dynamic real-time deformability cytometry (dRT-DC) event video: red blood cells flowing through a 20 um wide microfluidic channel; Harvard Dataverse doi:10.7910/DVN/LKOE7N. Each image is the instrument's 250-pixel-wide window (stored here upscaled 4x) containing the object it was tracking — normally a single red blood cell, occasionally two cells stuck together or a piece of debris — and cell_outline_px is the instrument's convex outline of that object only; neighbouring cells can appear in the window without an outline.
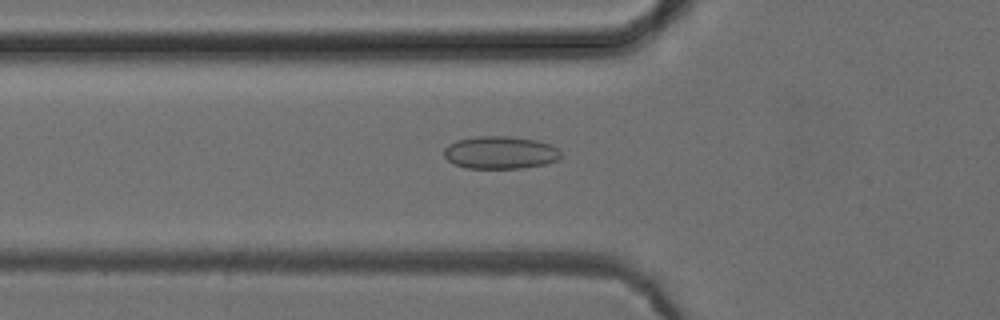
{"species": "common noctule bat (a hibernating species)", "species_latin": "Nyctalus noctula", "temperature_condition": "cold", "stored_images_in_passage": 40, "camera_frame_rate_fps": 3000, "um_per_image_px": 0.085, "animal": {"sex": "female", "body_mass_g": 24.6, "forearm_length_mm": 56.2}, "frame": {"image": 1, "passage_image": 10, "time_ms": 3.0, "image_size_px": [1000, 320], "cell_outline_px": [[560, 160], [544, 164], [524, 168], [464, 168], [448, 160], [444, 156], [444, 148], [448, 144], [456, 140], [476, 136], [508, 136], [536, 140], [560, 148]], "centroid_in_image_um": [42.52, 12.96], "position_along_channel_um": 83.3, "area_um2": 22.37}}
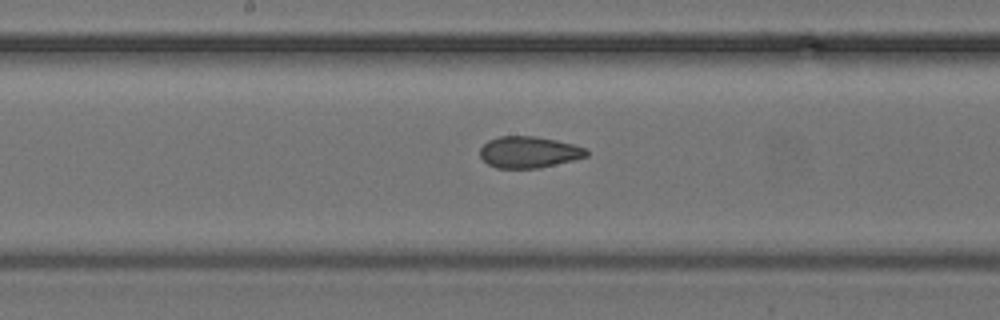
{"frame": {"image": 2, "passage_image": 19, "time_ms": 6.0, "image_size_px": [1000, 320], "cell_outline_px": [[588, 156], [540, 168], [496, 168], [488, 164], [480, 156], [480, 148], [488, 140], [500, 136], [536, 136], [556, 140], [588, 148]], "centroid_in_image_um": [44.96, 12.93], "position_along_channel_um": 203.2, "area_um2": 19.54}}
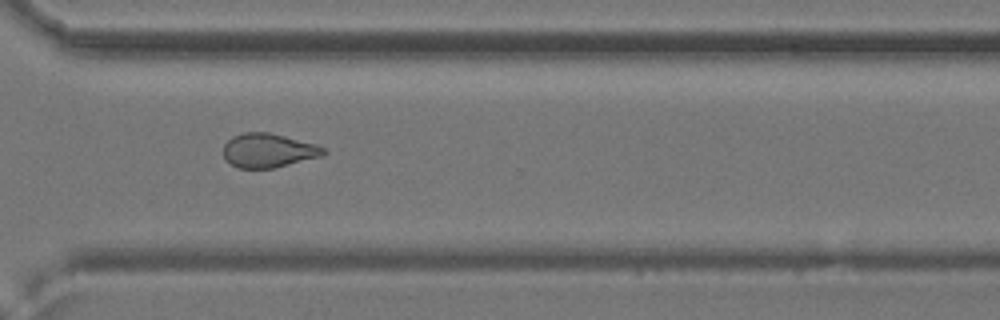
{"frame": {"image": 3, "passage_image": 30, "time_ms": 9.667, "image_size_px": [1000, 320], "cell_outline_px": [[328, 152], [324, 156], [272, 168], [240, 168], [224, 160], [224, 144], [232, 136], [244, 132], [268, 132], [316, 144], [324, 148]], "centroid_in_image_um": [22.82, 12.79], "position_along_channel_um": 347.8, "area_um2": 19.88}, "authors_computed_cell_mechanics": {"area_um2": 19.8832, "velocity_mm_per_s": 3.9502, "shape_relaxation_time_tau1_ms": null, "shape_relaxation_time_tau2_ms": 2.1132, "deformation_change_tau1": null, "deformation_change_tau2": 0.078}}